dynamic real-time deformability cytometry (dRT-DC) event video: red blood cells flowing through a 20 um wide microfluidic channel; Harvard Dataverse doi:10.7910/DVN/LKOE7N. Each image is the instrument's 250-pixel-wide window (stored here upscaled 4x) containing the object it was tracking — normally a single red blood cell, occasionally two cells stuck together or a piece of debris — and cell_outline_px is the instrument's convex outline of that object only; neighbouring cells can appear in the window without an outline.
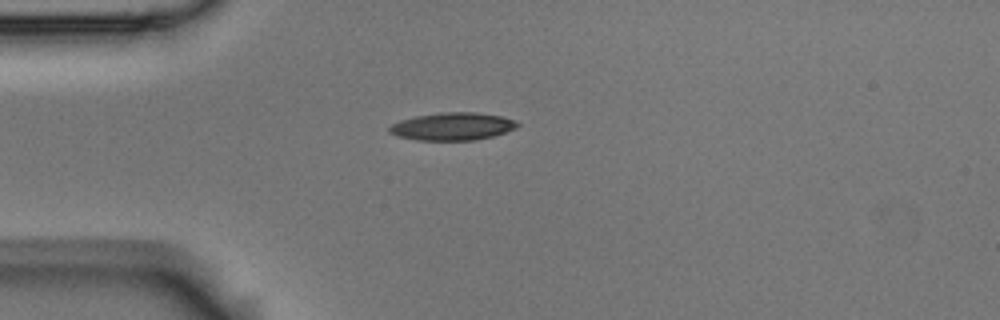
{"species": "Egyptian fruit bat (a non-hibernating species)", "species_latin": "Rousettus aegyptiacus", "temperature_condition": "room temperature", "stored_images_in_passage": 4, "camera_frame_rate_fps": 3000, "um_per_image_px": 0.085, "animal": {"sex": "male"}, "frame": {"image": 1, "passage_image": 1, "time_ms": 0.0, "image_size_px": [1000, 320], "cell_outline_px": [[520, 124], [516, 128], [492, 136], [476, 140], [416, 140], [400, 136], [388, 132], [388, 128], [392, 124], [400, 120], [416, 116], [440, 112], [476, 112], [500, 116], [516, 120]], "centroid_in_image_um": [38.47, 10.74], "position_along_channel_um": 46.5, "area_um2": 20.58}}
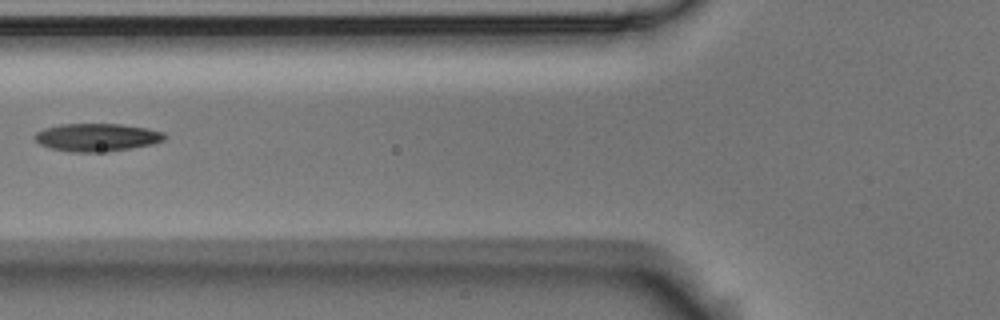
{"frame": {"image": 2, "passage_image": 3, "time_ms": 0.667, "image_size_px": [1000, 320], "cell_outline_px": [[168, 136], [164, 140], [152, 144], [104, 152], [68, 152], [48, 148], [40, 144], [32, 136], [36, 132], [44, 128], [60, 124], [120, 124], [148, 128], [164, 132]], "centroid_in_image_um": [8.21, 11.67], "position_along_channel_um": 117.6, "area_um2": 21.27}}
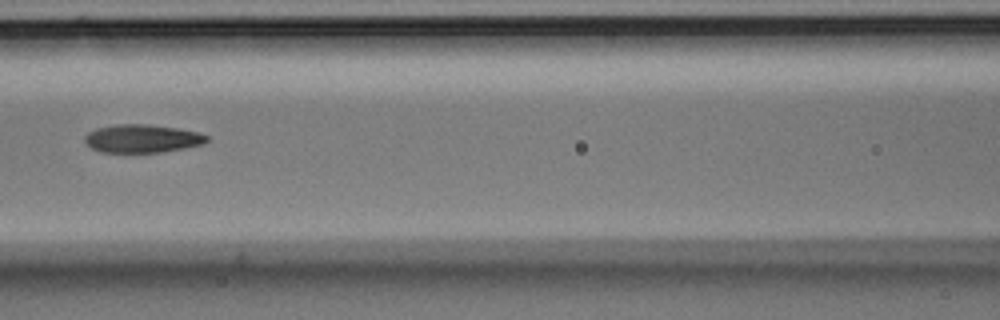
{"frame": {"image": 3, "passage_image": 4, "time_ms": 1.0, "image_size_px": [1000, 320], "cell_outline_px": [[208, 140], [204, 144], [184, 148], [160, 152], [100, 152], [92, 148], [84, 140], [84, 136], [88, 132], [96, 128], [116, 124], [148, 124], [176, 128], [200, 132], [208, 136]], "centroid_in_image_um": [12.09, 11.77], "position_along_channel_um": 154.5, "area_um2": 20.06}}